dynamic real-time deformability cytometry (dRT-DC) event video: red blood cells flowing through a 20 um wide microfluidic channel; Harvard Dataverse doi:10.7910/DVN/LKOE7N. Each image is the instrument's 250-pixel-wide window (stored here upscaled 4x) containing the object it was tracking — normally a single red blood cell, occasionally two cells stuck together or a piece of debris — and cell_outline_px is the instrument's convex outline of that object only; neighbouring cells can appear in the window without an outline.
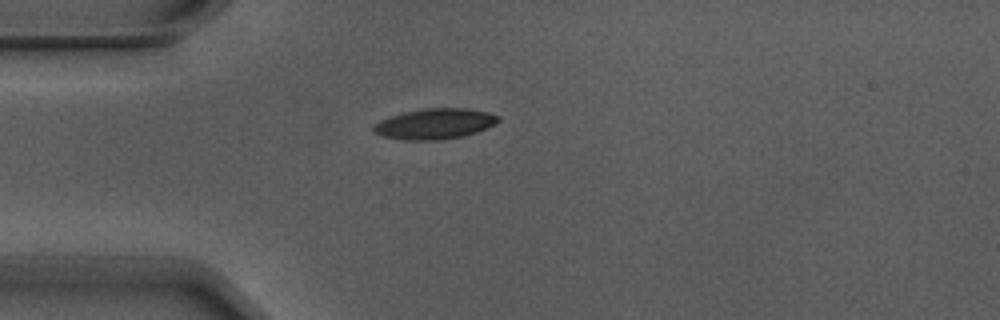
{"species": "Egyptian fruit bat (a non-hibernating species)", "species_latin": "Rousettus aegyptiacus", "temperature_condition": "warm", "stored_images_in_passage": 5, "camera_frame_rate_fps": 3000, "um_per_image_px": 0.085, "animal": {"sex": "male"}, "frame": {"image": 1, "passage_image": 1, "time_ms": 0.0, "image_size_px": [1000, 320], "cell_outline_px": [[500, 120], [476, 132], [464, 136], [440, 140], [404, 140], [384, 136], [376, 132], [372, 128], [380, 120], [404, 112], [424, 108], [468, 108], [488, 112], [500, 116]], "centroid_in_image_um": [36.98, 10.52], "position_along_channel_um": 48.0, "area_um2": 21.96}}
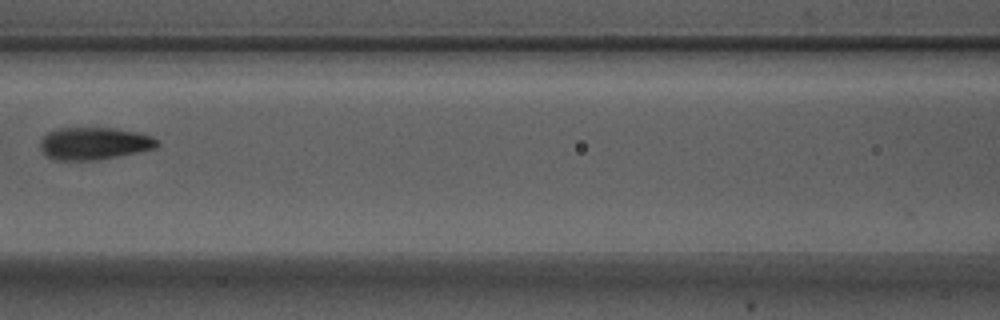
{"frame": {"image": 2, "passage_image": 4, "time_ms": 1.0, "image_size_px": [1000, 320], "cell_outline_px": [[160, 144], [156, 148], [100, 160], [56, 160], [48, 156], [40, 148], [40, 140], [48, 132], [56, 128], [116, 128], [136, 132], [152, 136], [160, 140]], "centroid_in_image_um": [8.03, 12.19], "position_along_channel_um": 158.6, "area_um2": 22.2}}
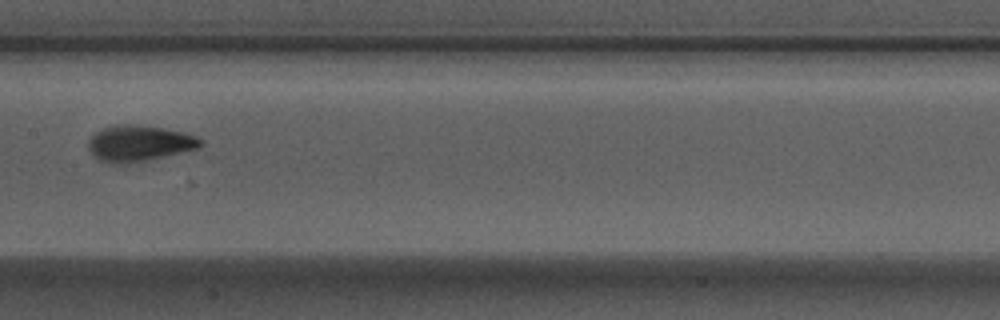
{"frame": {"image": 3, "passage_image": 5, "time_ms": 1.333, "image_size_px": [1000, 320], "cell_outline_px": [[204, 144], [196, 148], [148, 160], [116, 164], [112, 164], [100, 160], [88, 148], [88, 140], [96, 132], [112, 124], [136, 124], [164, 128], [184, 132], [196, 136], [204, 140]], "centroid_in_image_um": [11.83, 12.16], "position_along_channel_um": 195.6, "area_um2": 23.41}}